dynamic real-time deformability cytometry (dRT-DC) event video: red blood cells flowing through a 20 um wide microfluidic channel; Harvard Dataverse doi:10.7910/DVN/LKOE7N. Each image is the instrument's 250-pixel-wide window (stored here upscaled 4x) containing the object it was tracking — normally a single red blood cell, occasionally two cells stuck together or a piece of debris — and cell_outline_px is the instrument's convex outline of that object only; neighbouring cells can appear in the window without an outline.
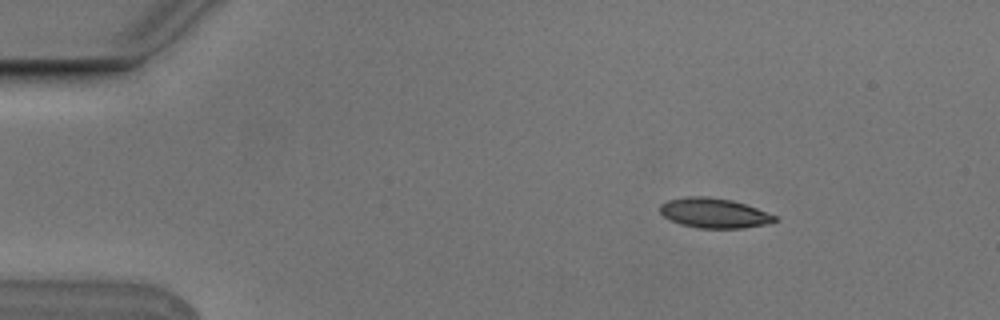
{"species": "Egyptian fruit bat (a non-hibernating species)", "species_latin": "Rousettus aegyptiacus", "temperature_condition": "cold", "stored_images_in_passage": 4, "camera_frame_rate_fps": 3000, "um_per_image_px": 0.085, "animal": {"sex": "male"}, "frame": {"image": 1, "passage_image": 1, "time_ms": 0.0, "image_size_px": [1000, 320], "cell_outline_px": [[776, 220], [768, 224], [744, 228], [696, 228], [680, 224], [664, 216], [660, 212], [660, 204], [668, 200], [688, 196], [708, 196], [732, 200], [756, 208], [776, 216]], "centroid_in_image_um": [60.68, 18.11], "position_along_channel_um": 24.3, "area_um2": 19.88}}
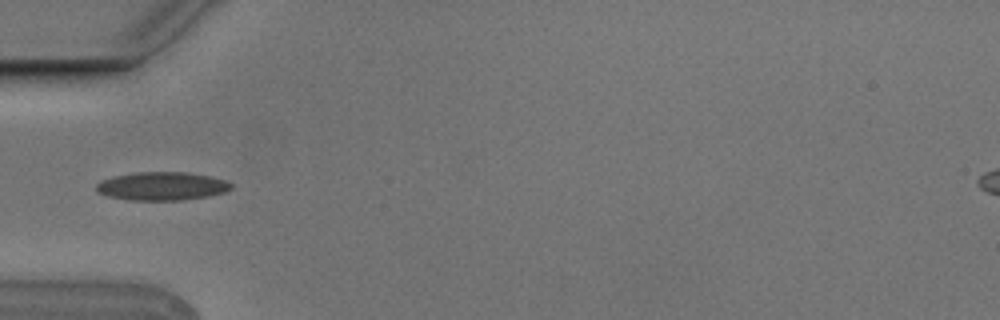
{"frame": {"image": 2, "passage_image": 4, "time_ms": 1.0, "image_size_px": [1000, 320], "cell_outline_px": [[232, 188], [224, 192], [208, 196], [184, 200], [128, 200], [108, 196], [96, 192], [96, 184], [100, 180], [112, 176], [136, 172], [184, 172], [208, 176], [224, 180], [232, 184]], "centroid_in_image_um": [13.71, 15.82], "position_along_channel_um": 71.3, "area_um2": 22.31}}